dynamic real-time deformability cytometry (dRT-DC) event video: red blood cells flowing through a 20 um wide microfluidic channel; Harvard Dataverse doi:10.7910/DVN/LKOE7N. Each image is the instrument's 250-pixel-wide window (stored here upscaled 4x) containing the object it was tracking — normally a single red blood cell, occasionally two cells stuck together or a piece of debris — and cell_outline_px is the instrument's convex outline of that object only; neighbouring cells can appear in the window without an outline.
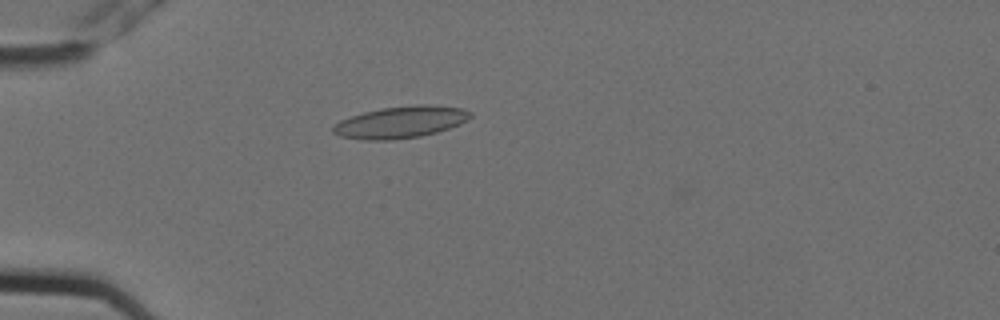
{"species": "Egyptian fruit bat (a non-hibernating species)", "species_latin": "Rousettus aegyptiacus", "temperature_condition": "cold", "stored_images_in_passage": 11, "camera_frame_rate_fps": 3000, "um_per_image_px": 0.085, "animal": {"sex": "female"}, "frame": {"image": 1, "passage_image": 5, "time_ms": 1.333, "image_size_px": [1000, 320], "cell_outline_px": [[472, 116], [468, 120], [460, 124], [436, 132], [420, 136], [392, 140], [364, 140], [340, 136], [332, 132], [332, 128], [340, 120], [364, 112], [380, 108], [420, 104], [428, 104], [464, 108], [472, 112]], "centroid_in_image_um": [34.08, 10.37], "position_along_channel_um": 50.9, "area_um2": 25.49}}
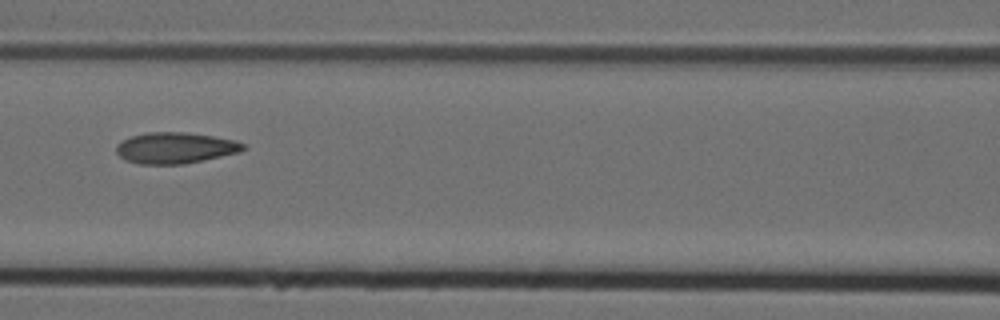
{"frame": {"image": 2, "passage_image": 8, "time_ms": 2.333, "image_size_px": [1000, 320], "cell_outline_px": [[248, 148], [240, 152], [184, 164], [140, 164], [124, 160], [116, 152], [116, 148], [124, 140], [132, 136], [148, 132], [184, 132], [212, 136], [236, 140], [244, 144]], "centroid_in_image_um": [14.93, 12.58], "position_along_channel_um": 151.7, "area_um2": 22.89}}
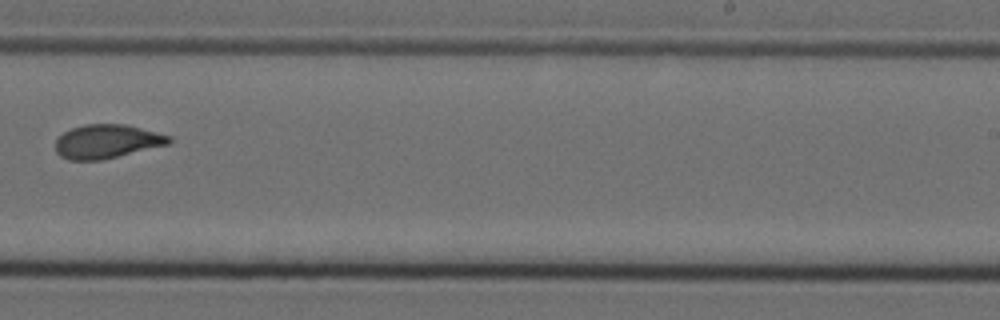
{"frame": {"image": 3, "passage_image": 11, "time_ms": 3.333, "image_size_px": [1000, 320], "cell_outline_px": [[172, 140], [168, 144], [100, 160], [68, 160], [60, 156], [56, 152], [56, 140], [64, 132], [72, 128], [84, 124], [124, 124], [172, 136]], "centroid_in_image_um": [9.06, 12.02], "position_along_channel_um": 279.9, "area_um2": 22.14}}